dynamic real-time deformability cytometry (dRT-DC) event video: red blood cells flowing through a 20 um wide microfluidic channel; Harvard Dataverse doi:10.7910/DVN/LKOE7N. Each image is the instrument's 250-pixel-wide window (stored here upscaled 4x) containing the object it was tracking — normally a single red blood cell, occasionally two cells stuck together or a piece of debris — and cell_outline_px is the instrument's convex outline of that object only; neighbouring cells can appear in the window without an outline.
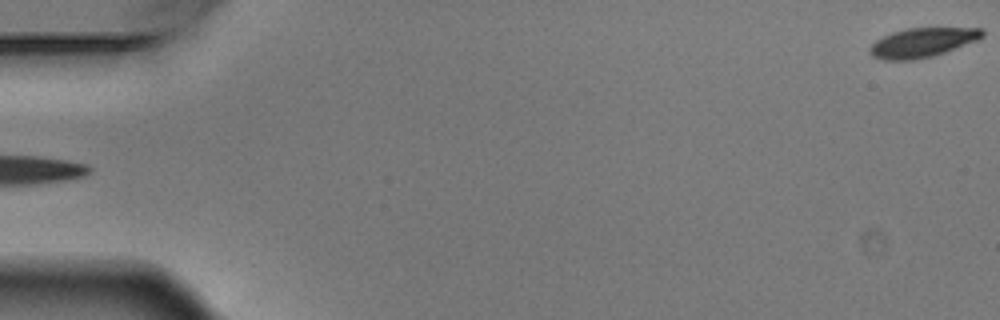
{"species": "Egyptian fruit bat (a non-hibernating species)", "species_latin": "Rousettus aegyptiacus", "temperature_condition": "warm", "stored_images_in_passage": 4, "camera_frame_rate_fps": 3000, "um_per_image_px": 0.085, "animal": {"sex": "male"}, "frame": {"image": 1, "passage_image": 4, "time_ms": 1.0, "image_size_px": [1000, 320], "cell_outline_px": [[984, 36], [976, 40], [944, 52], [932, 56], [916, 60], [884, 60], [872, 56], [868, 52], [868, 48], [876, 40], [892, 32], [908, 28], [984, 28]], "centroid_in_image_um": [78.37, 3.62], "position_along_channel_um": 6.6, "area_um2": 19.13}}